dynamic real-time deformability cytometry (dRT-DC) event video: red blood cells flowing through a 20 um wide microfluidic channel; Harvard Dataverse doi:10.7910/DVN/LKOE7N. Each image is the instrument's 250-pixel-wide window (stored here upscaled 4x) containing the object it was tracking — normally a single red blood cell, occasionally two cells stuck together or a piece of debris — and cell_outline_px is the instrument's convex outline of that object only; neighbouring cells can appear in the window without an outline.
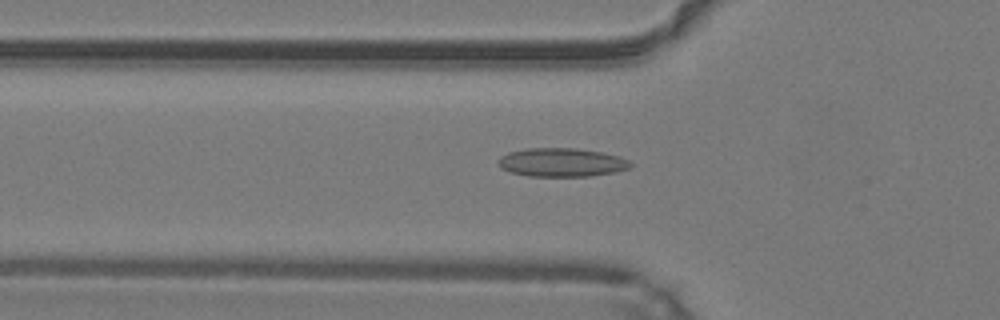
{"species": "common noctule bat (a hibernating species)", "species_latin": "Nyctalus noctula", "temperature_condition": "warm", "stored_images_in_passage": 45, "camera_frame_rate_fps": 3000, "um_per_image_px": 0.085, "animal": {"sex": "male", "body_mass_g": 19.2, "forearm_length_mm": 51.8}, "frame": {"image": 1, "passage_image": 17, "time_ms": 5.333, "image_size_px": [1000, 320], "cell_outline_px": [[632, 164], [628, 168], [616, 172], [592, 176], [528, 176], [512, 172], [500, 168], [496, 160], [500, 156], [508, 152], [528, 148], [576, 148], [600, 152], [620, 156], [628, 160]], "centroid_in_image_um": [47.72, 13.8], "position_along_channel_um": 78.1, "area_um2": 22.14}}
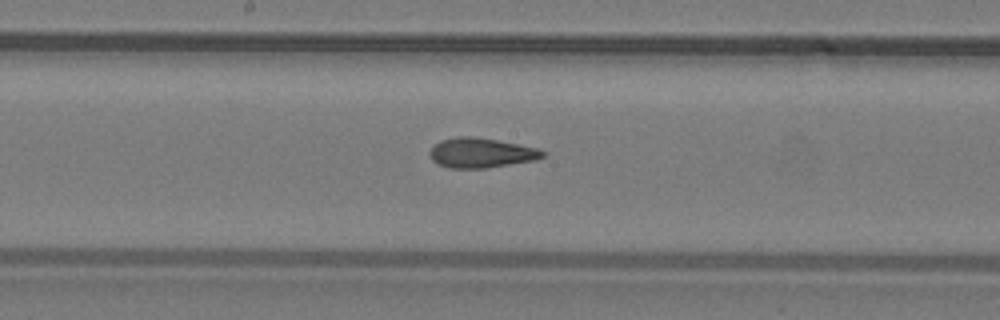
{"frame": {"image": 2, "passage_image": 26, "time_ms": 8.333, "image_size_px": [1000, 320], "cell_outline_px": [[548, 156], [536, 160], [488, 168], [448, 168], [432, 160], [428, 152], [440, 140], [456, 136], [472, 136], [496, 140], [536, 148], [548, 152]], "centroid_in_image_um": [40.93, 13.0], "position_along_channel_um": 207.3, "area_um2": 19.71}}
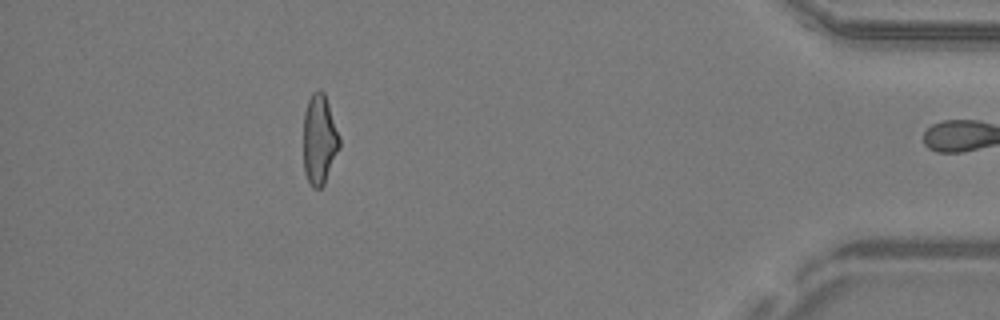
{"frame": {"image": 3, "passage_image": 44, "time_ms": 14.333, "image_size_px": [1000, 320], "cell_outline_px": [[340, 148], [324, 184], [320, 188], [312, 188], [304, 172], [304, 112], [308, 100], [312, 92], [320, 88], [324, 92], [340, 136]], "centroid_in_image_um": [27.15, 11.84], "position_along_channel_um": 408.0, "area_um2": 19.02}, "authors_computed_cell_mechanics": {"area_um2": 19.8254, "velocity_mm_per_s": 4.2721, "shape_relaxation_time_tau1_ms": null, "shape_relaxation_time_tau2_ms": 2.1108, "deformation_change_tau1": null, "deformation_change_tau2": 0.1034}}